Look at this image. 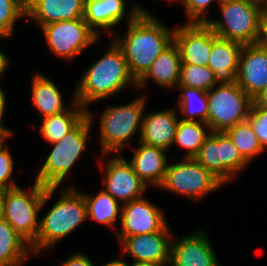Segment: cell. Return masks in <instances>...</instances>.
<instances>
[{"instance_id": "1", "label": "cell", "mask_w": 267, "mask_h": 266, "mask_svg": "<svg viewBox=\"0 0 267 266\" xmlns=\"http://www.w3.org/2000/svg\"><path fill=\"white\" fill-rule=\"evenodd\" d=\"M125 36L112 38L122 49L131 76L138 82L161 52L173 42L174 28L151 15L138 14L127 23Z\"/></svg>"}, {"instance_id": "2", "label": "cell", "mask_w": 267, "mask_h": 266, "mask_svg": "<svg viewBox=\"0 0 267 266\" xmlns=\"http://www.w3.org/2000/svg\"><path fill=\"white\" fill-rule=\"evenodd\" d=\"M77 82L73 97L86 109L92 102L117 96L129 85L137 88L122 49L114 40L110 42L105 54L87 68Z\"/></svg>"}, {"instance_id": "3", "label": "cell", "mask_w": 267, "mask_h": 266, "mask_svg": "<svg viewBox=\"0 0 267 266\" xmlns=\"http://www.w3.org/2000/svg\"><path fill=\"white\" fill-rule=\"evenodd\" d=\"M39 220L36 240L30 245L32 253L41 255L47 249L68 237L77 227L87 221V206L83 192L74 187H63L60 198Z\"/></svg>"}, {"instance_id": "4", "label": "cell", "mask_w": 267, "mask_h": 266, "mask_svg": "<svg viewBox=\"0 0 267 266\" xmlns=\"http://www.w3.org/2000/svg\"><path fill=\"white\" fill-rule=\"evenodd\" d=\"M57 188L59 186L46 187L34 181L28 189L17 186L0 192L3 218L30 245L39 230V213Z\"/></svg>"}, {"instance_id": "5", "label": "cell", "mask_w": 267, "mask_h": 266, "mask_svg": "<svg viewBox=\"0 0 267 266\" xmlns=\"http://www.w3.org/2000/svg\"><path fill=\"white\" fill-rule=\"evenodd\" d=\"M95 116L92 111L87 109V115L71 131L59 141L51 144L52 150L42 167L39 168L35 178L36 182L46 187L61 186L86 149Z\"/></svg>"}, {"instance_id": "6", "label": "cell", "mask_w": 267, "mask_h": 266, "mask_svg": "<svg viewBox=\"0 0 267 266\" xmlns=\"http://www.w3.org/2000/svg\"><path fill=\"white\" fill-rule=\"evenodd\" d=\"M219 7L222 18L206 22L218 37L241 45L259 42L263 6L246 0H222Z\"/></svg>"}, {"instance_id": "7", "label": "cell", "mask_w": 267, "mask_h": 266, "mask_svg": "<svg viewBox=\"0 0 267 266\" xmlns=\"http://www.w3.org/2000/svg\"><path fill=\"white\" fill-rule=\"evenodd\" d=\"M147 97L142 95L132 102L119 105L107 106L100 115V144L101 154H120L125 146L131 148L128 140L137 131L141 134L143 114Z\"/></svg>"}, {"instance_id": "8", "label": "cell", "mask_w": 267, "mask_h": 266, "mask_svg": "<svg viewBox=\"0 0 267 266\" xmlns=\"http://www.w3.org/2000/svg\"><path fill=\"white\" fill-rule=\"evenodd\" d=\"M207 125L213 132H225L246 122L253 99L237 84H217L208 92Z\"/></svg>"}, {"instance_id": "9", "label": "cell", "mask_w": 267, "mask_h": 266, "mask_svg": "<svg viewBox=\"0 0 267 266\" xmlns=\"http://www.w3.org/2000/svg\"><path fill=\"white\" fill-rule=\"evenodd\" d=\"M223 186L216 176L194 158H183L180 162L168 163L164 180L158 188L199 201Z\"/></svg>"}, {"instance_id": "10", "label": "cell", "mask_w": 267, "mask_h": 266, "mask_svg": "<svg viewBox=\"0 0 267 266\" xmlns=\"http://www.w3.org/2000/svg\"><path fill=\"white\" fill-rule=\"evenodd\" d=\"M48 49L57 57L73 61L99 40V35L83 18L59 21L41 27Z\"/></svg>"}, {"instance_id": "11", "label": "cell", "mask_w": 267, "mask_h": 266, "mask_svg": "<svg viewBox=\"0 0 267 266\" xmlns=\"http://www.w3.org/2000/svg\"><path fill=\"white\" fill-rule=\"evenodd\" d=\"M104 157H107V154H101L98 163L101 171L104 170L105 173L102 180L103 190L121 204L143 197L148 185L134 172L131 163L119 154L113 155L107 163L102 161Z\"/></svg>"}, {"instance_id": "12", "label": "cell", "mask_w": 267, "mask_h": 266, "mask_svg": "<svg viewBox=\"0 0 267 266\" xmlns=\"http://www.w3.org/2000/svg\"><path fill=\"white\" fill-rule=\"evenodd\" d=\"M165 213L145 196L122 204L121 228L115 232L119 242L128 236L161 231L166 225Z\"/></svg>"}, {"instance_id": "13", "label": "cell", "mask_w": 267, "mask_h": 266, "mask_svg": "<svg viewBox=\"0 0 267 266\" xmlns=\"http://www.w3.org/2000/svg\"><path fill=\"white\" fill-rule=\"evenodd\" d=\"M173 41L181 64L207 66L213 44V30L206 23H187L175 27Z\"/></svg>"}, {"instance_id": "14", "label": "cell", "mask_w": 267, "mask_h": 266, "mask_svg": "<svg viewBox=\"0 0 267 266\" xmlns=\"http://www.w3.org/2000/svg\"><path fill=\"white\" fill-rule=\"evenodd\" d=\"M125 0H85L83 19L98 34L103 31L113 36V27L126 18L129 23L138 14L151 15V12L138 5H132L130 12L126 9Z\"/></svg>"}, {"instance_id": "15", "label": "cell", "mask_w": 267, "mask_h": 266, "mask_svg": "<svg viewBox=\"0 0 267 266\" xmlns=\"http://www.w3.org/2000/svg\"><path fill=\"white\" fill-rule=\"evenodd\" d=\"M196 231L176 240L172 238L168 266H220L206 231L203 228Z\"/></svg>"}, {"instance_id": "16", "label": "cell", "mask_w": 267, "mask_h": 266, "mask_svg": "<svg viewBox=\"0 0 267 266\" xmlns=\"http://www.w3.org/2000/svg\"><path fill=\"white\" fill-rule=\"evenodd\" d=\"M168 224L159 232H153L144 235H133L124 237L121 255L132 256L133 261H142L155 263L162 266H168L170 261V248L172 233Z\"/></svg>"}, {"instance_id": "17", "label": "cell", "mask_w": 267, "mask_h": 266, "mask_svg": "<svg viewBox=\"0 0 267 266\" xmlns=\"http://www.w3.org/2000/svg\"><path fill=\"white\" fill-rule=\"evenodd\" d=\"M236 83L252 99L267 87V49L259 43L243 45Z\"/></svg>"}, {"instance_id": "18", "label": "cell", "mask_w": 267, "mask_h": 266, "mask_svg": "<svg viewBox=\"0 0 267 266\" xmlns=\"http://www.w3.org/2000/svg\"><path fill=\"white\" fill-rule=\"evenodd\" d=\"M177 109L170 108L143 114L142 130L139 142L159 147L166 151L172 147L175 139L178 119Z\"/></svg>"}, {"instance_id": "19", "label": "cell", "mask_w": 267, "mask_h": 266, "mask_svg": "<svg viewBox=\"0 0 267 266\" xmlns=\"http://www.w3.org/2000/svg\"><path fill=\"white\" fill-rule=\"evenodd\" d=\"M85 0H33L26 6V20L44 25L83 18Z\"/></svg>"}, {"instance_id": "20", "label": "cell", "mask_w": 267, "mask_h": 266, "mask_svg": "<svg viewBox=\"0 0 267 266\" xmlns=\"http://www.w3.org/2000/svg\"><path fill=\"white\" fill-rule=\"evenodd\" d=\"M138 148L134 147L133 157L129 160L134 172L148 187H159L165 177L168 166L167 151L139 142Z\"/></svg>"}, {"instance_id": "21", "label": "cell", "mask_w": 267, "mask_h": 266, "mask_svg": "<svg viewBox=\"0 0 267 266\" xmlns=\"http://www.w3.org/2000/svg\"><path fill=\"white\" fill-rule=\"evenodd\" d=\"M243 45L218 37L213 31V44L207 66L218 84L236 83L239 56Z\"/></svg>"}, {"instance_id": "22", "label": "cell", "mask_w": 267, "mask_h": 266, "mask_svg": "<svg viewBox=\"0 0 267 266\" xmlns=\"http://www.w3.org/2000/svg\"><path fill=\"white\" fill-rule=\"evenodd\" d=\"M181 69L180 52L174 41L166 47L152 63L150 69L137 82V89H146L148 79L167 89H175Z\"/></svg>"}, {"instance_id": "23", "label": "cell", "mask_w": 267, "mask_h": 266, "mask_svg": "<svg viewBox=\"0 0 267 266\" xmlns=\"http://www.w3.org/2000/svg\"><path fill=\"white\" fill-rule=\"evenodd\" d=\"M32 104L39 113V118L56 115L69 107L64 104L59 87L42 73L32 76Z\"/></svg>"}, {"instance_id": "24", "label": "cell", "mask_w": 267, "mask_h": 266, "mask_svg": "<svg viewBox=\"0 0 267 266\" xmlns=\"http://www.w3.org/2000/svg\"><path fill=\"white\" fill-rule=\"evenodd\" d=\"M69 108L62 113L41 118L42 124L38 127L44 140L52 144L62 139L86 115L87 109L81 106L74 98L69 103Z\"/></svg>"}, {"instance_id": "25", "label": "cell", "mask_w": 267, "mask_h": 266, "mask_svg": "<svg viewBox=\"0 0 267 266\" xmlns=\"http://www.w3.org/2000/svg\"><path fill=\"white\" fill-rule=\"evenodd\" d=\"M34 255L30 244L2 218L0 220V266H23Z\"/></svg>"}, {"instance_id": "26", "label": "cell", "mask_w": 267, "mask_h": 266, "mask_svg": "<svg viewBox=\"0 0 267 266\" xmlns=\"http://www.w3.org/2000/svg\"><path fill=\"white\" fill-rule=\"evenodd\" d=\"M87 206V220H93L108 227H114L121 218L122 204L103 189L96 194L84 193Z\"/></svg>"}, {"instance_id": "27", "label": "cell", "mask_w": 267, "mask_h": 266, "mask_svg": "<svg viewBox=\"0 0 267 266\" xmlns=\"http://www.w3.org/2000/svg\"><path fill=\"white\" fill-rule=\"evenodd\" d=\"M180 93L177 107L182 121L205 122L207 124L208 95L206 91L177 85ZM197 118V119H196Z\"/></svg>"}, {"instance_id": "28", "label": "cell", "mask_w": 267, "mask_h": 266, "mask_svg": "<svg viewBox=\"0 0 267 266\" xmlns=\"http://www.w3.org/2000/svg\"><path fill=\"white\" fill-rule=\"evenodd\" d=\"M210 133V127L205 122L179 120L173 146L177 144L186 150L183 158H194Z\"/></svg>"}, {"instance_id": "29", "label": "cell", "mask_w": 267, "mask_h": 266, "mask_svg": "<svg viewBox=\"0 0 267 266\" xmlns=\"http://www.w3.org/2000/svg\"><path fill=\"white\" fill-rule=\"evenodd\" d=\"M225 132L249 164L253 162L256 156L265 152L248 121L236 124Z\"/></svg>"}, {"instance_id": "30", "label": "cell", "mask_w": 267, "mask_h": 266, "mask_svg": "<svg viewBox=\"0 0 267 266\" xmlns=\"http://www.w3.org/2000/svg\"><path fill=\"white\" fill-rule=\"evenodd\" d=\"M194 159L222 182L221 132L211 131Z\"/></svg>"}, {"instance_id": "31", "label": "cell", "mask_w": 267, "mask_h": 266, "mask_svg": "<svg viewBox=\"0 0 267 266\" xmlns=\"http://www.w3.org/2000/svg\"><path fill=\"white\" fill-rule=\"evenodd\" d=\"M222 183L228 184L249 165L226 132H221Z\"/></svg>"}, {"instance_id": "32", "label": "cell", "mask_w": 267, "mask_h": 266, "mask_svg": "<svg viewBox=\"0 0 267 266\" xmlns=\"http://www.w3.org/2000/svg\"><path fill=\"white\" fill-rule=\"evenodd\" d=\"M217 84L214 72L208 66L181 64L178 85L208 92Z\"/></svg>"}, {"instance_id": "33", "label": "cell", "mask_w": 267, "mask_h": 266, "mask_svg": "<svg viewBox=\"0 0 267 266\" xmlns=\"http://www.w3.org/2000/svg\"><path fill=\"white\" fill-rule=\"evenodd\" d=\"M21 17L26 18V6L20 0H0V40L14 34Z\"/></svg>"}, {"instance_id": "34", "label": "cell", "mask_w": 267, "mask_h": 266, "mask_svg": "<svg viewBox=\"0 0 267 266\" xmlns=\"http://www.w3.org/2000/svg\"><path fill=\"white\" fill-rule=\"evenodd\" d=\"M247 121L252 126L264 151L267 149V109L258 107L252 102Z\"/></svg>"}, {"instance_id": "35", "label": "cell", "mask_w": 267, "mask_h": 266, "mask_svg": "<svg viewBox=\"0 0 267 266\" xmlns=\"http://www.w3.org/2000/svg\"><path fill=\"white\" fill-rule=\"evenodd\" d=\"M214 1L218 5L222 2V0H182L187 23H206L209 20L206 13Z\"/></svg>"}, {"instance_id": "36", "label": "cell", "mask_w": 267, "mask_h": 266, "mask_svg": "<svg viewBox=\"0 0 267 266\" xmlns=\"http://www.w3.org/2000/svg\"><path fill=\"white\" fill-rule=\"evenodd\" d=\"M8 148L4 145L0 148V190H7L17 187V183L12 178L14 162Z\"/></svg>"}, {"instance_id": "37", "label": "cell", "mask_w": 267, "mask_h": 266, "mask_svg": "<svg viewBox=\"0 0 267 266\" xmlns=\"http://www.w3.org/2000/svg\"><path fill=\"white\" fill-rule=\"evenodd\" d=\"M59 266H95L85 253H74L69 255Z\"/></svg>"}, {"instance_id": "38", "label": "cell", "mask_w": 267, "mask_h": 266, "mask_svg": "<svg viewBox=\"0 0 267 266\" xmlns=\"http://www.w3.org/2000/svg\"><path fill=\"white\" fill-rule=\"evenodd\" d=\"M6 100H7V97L5 95V92L4 90L0 87V132H7L9 133L11 136H12V132L10 129L6 128L4 125H3V116L5 114V110H6Z\"/></svg>"}, {"instance_id": "39", "label": "cell", "mask_w": 267, "mask_h": 266, "mask_svg": "<svg viewBox=\"0 0 267 266\" xmlns=\"http://www.w3.org/2000/svg\"><path fill=\"white\" fill-rule=\"evenodd\" d=\"M263 48L267 49V15H263L261 21V34L258 42Z\"/></svg>"}, {"instance_id": "40", "label": "cell", "mask_w": 267, "mask_h": 266, "mask_svg": "<svg viewBox=\"0 0 267 266\" xmlns=\"http://www.w3.org/2000/svg\"><path fill=\"white\" fill-rule=\"evenodd\" d=\"M253 102L258 107L267 109V87L253 99Z\"/></svg>"}, {"instance_id": "41", "label": "cell", "mask_w": 267, "mask_h": 266, "mask_svg": "<svg viewBox=\"0 0 267 266\" xmlns=\"http://www.w3.org/2000/svg\"><path fill=\"white\" fill-rule=\"evenodd\" d=\"M10 59L0 50V77H4L5 71L8 69Z\"/></svg>"}, {"instance_id": "42", "label": "cell", "mask_w": 267, "mask_h": 266, "mask_svg": "<svg viewBox=\"0 0 267 266\" xmlns=\"http://www.w3.org/2000/svg\"><path fill=\"white\" fill-rule=\"evenodd\" d=\"M101 266H129V263L120 259H116V260H111L108 263H104Z\"/></svg>"}, {"instance_id": "43", "label": "cell", "mask_w": 267, "mask_h": 266, "mask_svg": "<svg viewBox=\"0 0 267 266\" xmlns=\"http://www.w3.org/2000/svg\"><path fill=\"white\" fill-rule=\"evenodd\" d=\"M129 266H162L155 263L142 262V261H133Z\"/></svg>"}, {"instance_id": "44", "label": "cell", "mask_w": 267, "mask_h": 266, "mask_svg": "<svg viewBox=\"0 0 267 266\" xmlns=\"http://www.w3.org/2000/svg\"><path fill=\"white\" fill-rule=\"evenodd\" d=\"M11 135L7 132H0V148L4 145L6 142V139H9Z\"/></svg>"}, {"instance_id": "45", "label": "cell", "mask_w": 267, "mask_h": 266, "mask_svg": "<svg viewBox=\"0 0 267 266\" xmlns=\"http://www.w3.org/2000/svg\"><path fill=\"white\" fill-rule=\"evenodd\" d=\"M246 1H250V2L256 3V4L261 5L263 7H264L265 2H266V0H246Z\"/></svg>"}, {"instance_id": "46", "label": "cell", "mask_w": 267, "mask_h": 266, "mask_svg": "<svg viewBox=\"0 0 267 266\" xmlns=\"http://www.w3.org/2000/svg\"><path fill=\"white\" fill-rule=\"evenodd\" d=\"M25 6L30 4L33 0H20Z\"/></svg>"}, {"instance_id": "47", "label": "cell", "mask_w": 267, "mask_h": 266, "mask_svg": "<svg viewBox=\"0 0 267 266\" xmlns=\"http://www.w3.org/2000/svg\"><path fill=\"white\" fill-rule=\"evenodd\" d=\"M3 218V211H2V202L0 199V220Z\"/></svg>"}, {"instance_id": "48", "label": "cell", "mask_w": 267, "mask_h": 266, "mask_svg": "<svg viewBox=\"0 0 267 266\" xmlns=\"http://www.w3.org/2000/svg\"><path fill=\"white\" fill-rule=\"evenodd\" d=\"M263 10H264V15H267V0L265 2V5L263 7Z\"/></svg>"}, {"instance_id": "49", "label": "cell", "mask_w": 267, "mask_h": 266, "mask_svg": "<svg viewBox=\"0 0 267 266\" xmlns=\"http://www.w3.org/2000/svg\"><path fill=\"white\" fill-rule=\"evenodd\" d=\"M166 1H168L169 3L171 2V3H173V2H179V3H181L182 2V0H166Z\"/></svg>"}]
</instances>
